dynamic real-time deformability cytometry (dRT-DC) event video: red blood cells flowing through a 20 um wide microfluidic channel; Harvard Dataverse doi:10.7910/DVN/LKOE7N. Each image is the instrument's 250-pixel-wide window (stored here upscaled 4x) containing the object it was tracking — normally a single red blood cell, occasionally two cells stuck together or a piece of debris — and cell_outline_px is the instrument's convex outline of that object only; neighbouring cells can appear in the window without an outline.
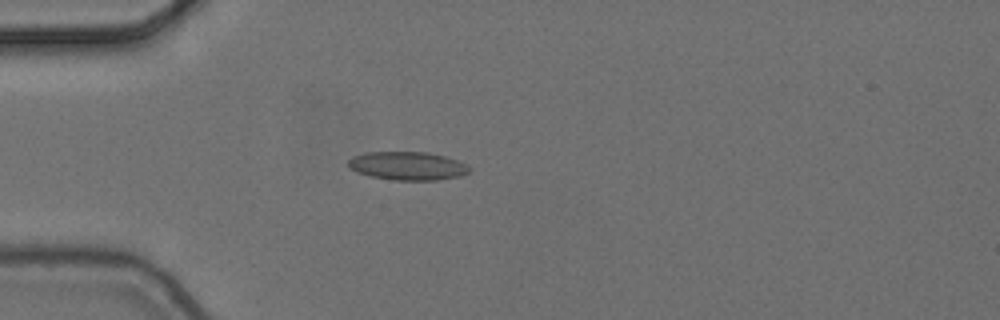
{"species": "common noctule bat (a hibernating species)", "species_latin": "Nyctalus noctula", "temperature_condition": "cold", "stored_images_in_passage": 4, "camera_frame_rate_fps": 3000, "um_per_image_px": 0.085, "animal": {"sex": "female", "body_mass_g": 24.6, "forearm_length_mm": 56.2}, "frame": {"image": 1, "passage_image": 3, "time_ms": 0.667, "image_size_px": [1000, 320], "cell_outline_px": [[472, 168], [468, 172], [460, 176], [436, 180], [396, 180], [372, 176], [356, 172], [348, 164], [348, 160], [352, 156], [364, 152], [428, 152], [444, 156], [468, 164]], "centroid_in_image_um": [34.66, 14.09], "position_along_channel_um": 50.3, "area_um2": 20.0}}